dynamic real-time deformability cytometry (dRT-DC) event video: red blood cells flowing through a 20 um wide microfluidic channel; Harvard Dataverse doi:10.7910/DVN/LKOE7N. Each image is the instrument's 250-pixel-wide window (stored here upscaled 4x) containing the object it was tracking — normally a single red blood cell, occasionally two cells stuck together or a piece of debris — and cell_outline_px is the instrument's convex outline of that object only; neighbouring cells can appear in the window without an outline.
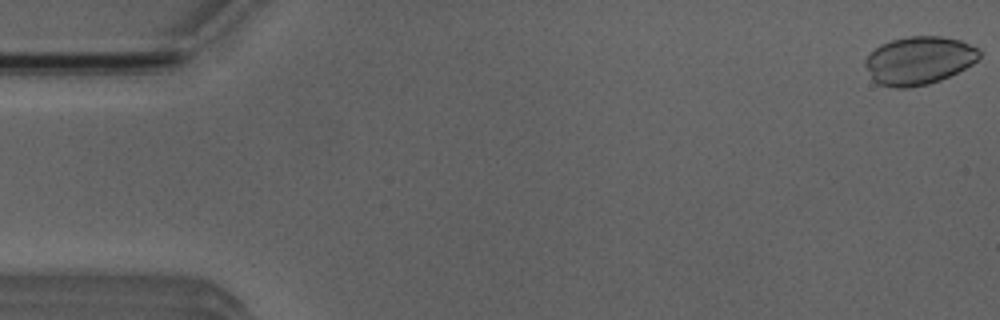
{"species": "Egyptian fruit bat (a non-hibernating species)", "species_latin": "Rousettus aegyptiacus", "temperature_condition": "room temperature", "stored_images_in_passage": 5, "camera_frame_rate_fps": 3000, "um_per_image_px": 0.085, "animal": {"sex": "male"}, "frame": {"image": 1, "passage_image": 1, "time_ms": 0.0, "image_size_px": [1000, 320], "cell_outline_px": [[980, 56], [972, 64], [940, 80], [928, 84], [908, 88], [896, 88], [880, 84], [872, 76], [864, 64], [864, 60], [880, 44], [892, 40], [908, 36], [940, 36], [960, 40], [980, 48]], "centroid_in_image_um": [78.13, 5.13], "position_along_channel_um": 6.9, "area_um2": 31.67}}